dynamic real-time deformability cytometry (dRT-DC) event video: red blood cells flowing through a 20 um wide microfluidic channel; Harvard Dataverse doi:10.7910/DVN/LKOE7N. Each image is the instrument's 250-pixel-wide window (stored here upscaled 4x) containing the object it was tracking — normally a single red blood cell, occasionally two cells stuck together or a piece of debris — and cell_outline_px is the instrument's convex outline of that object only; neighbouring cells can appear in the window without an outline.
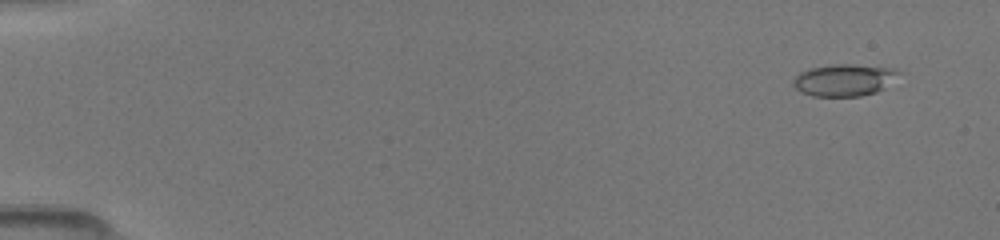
{"species": "common noctule bat (a hibernating species)", "species_latin": "Nyctalus noctula", "temperature_condition": "room temperature", "stored_images_in_passage": 54, "camera_frame_rate_fps": 3000, "um_per_image_px": 0.085, "animal": {"sex": "female", "body_mass_g": 19.5, "forearm_length_mm": 54.1}, "frame": {"image": 1, "passage_image": 4, "time_ms": 1.0, "image_size_px": [1000, 240], "cell_outline_px": [[900, 72], [884, 88], [876, 92], [860, 96], [812, 96], [800, 92], [792, 84], [792, 80], [800, 72], [808, 68], [832, 64], [852, 64], [896, 68]], "centroid_in_image_um": [71.71, 6.79], "position_along_channel_um": 13.3, "area_um2": 19.71}}
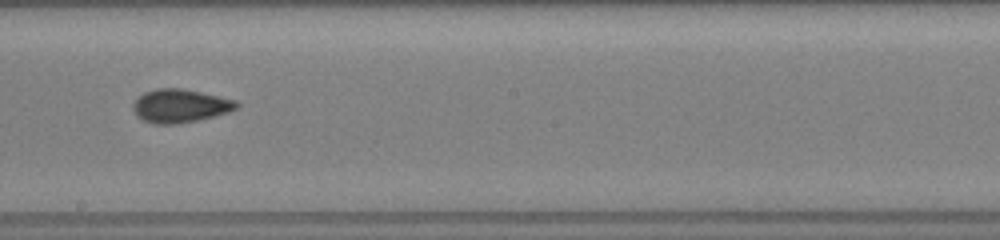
{"frame": {"image": 2, "passage_image": 31, "time_ms": 9.667, "image_size_px": [1000, 240], "cell_outline_px": [[240, 108], [228, 112], [196, 120], [172, 124], [156, 124], [144, 120], [136, 116], [132, 108], [132, 104], [144, 92], [156, 88], [180, 88], [200, 92], [236, 100], [240, 104]], "centroid_in_image_um": [15.31, 8.99], "position_along_channel_um": 232.9, "area_um2": 20.0}}
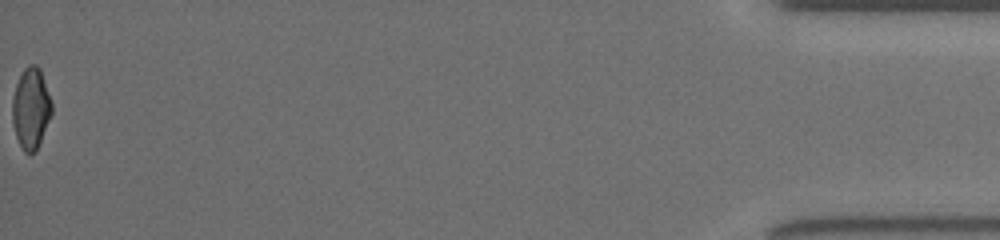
{"frame": {"image": 3, "passage_image": 54, "time_ms": 16.667, "image_size_px": [1000, 240], "cell_outline_px": [[52, 112], [36, 152], [24, 152], [16, 136], [12, 124], [12, 100], [16, 84], [24, 68], [28, 64], [36, 64], [40, 68], [52, 100]], "centroid_in_image_um": [2.63, 9.18], "position_along_channel_um": 432.6, "area_um2": 18.67}}